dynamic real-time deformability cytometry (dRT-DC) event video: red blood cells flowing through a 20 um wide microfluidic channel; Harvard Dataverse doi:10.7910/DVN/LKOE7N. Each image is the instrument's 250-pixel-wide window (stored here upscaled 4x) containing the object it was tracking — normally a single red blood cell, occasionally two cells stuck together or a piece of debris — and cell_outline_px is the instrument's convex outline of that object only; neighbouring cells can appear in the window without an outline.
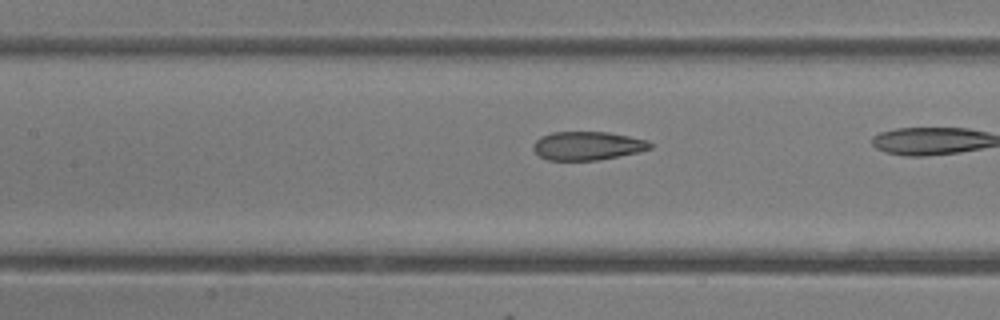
{"species": "common noctule bat (a hibernating species)", "species_latin": "Nyctalus noctula", "temperature_condition": "room temperature", "stored_images_in_passage": 35, "camera_frame_rate_fps": 3000, "um_per_image_px": 0.085, "animal": {"sex": "female"}, "frame": {"image": 1, "passage_image": 20, "time_ms": 6.333, "image_size_px": [1000, 320], "cell_outline_px": [[652, 148], [640, 152], [596, 160], [548, 160], [540, 156], [532, 148], [532, 144], [540, 136], [552, 132], [608, 132], [648, 140], [652, 144]], "centroid_in_image_um": [49.93, 12.38], "position_along_channel_um": 157.5, "area_um2": 19.48}}